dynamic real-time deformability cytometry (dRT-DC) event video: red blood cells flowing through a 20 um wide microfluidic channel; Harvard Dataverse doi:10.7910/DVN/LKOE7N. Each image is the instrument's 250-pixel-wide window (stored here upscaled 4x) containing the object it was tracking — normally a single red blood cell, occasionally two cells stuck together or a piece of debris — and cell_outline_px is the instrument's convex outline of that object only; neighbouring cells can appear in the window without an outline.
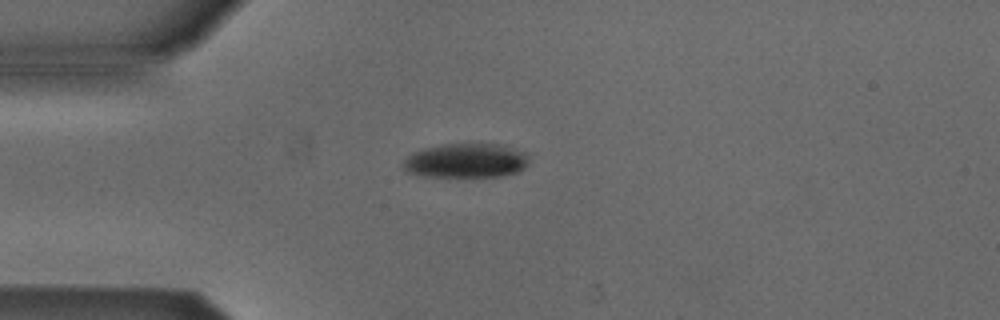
{"species": "Egyptian fruit bat (a non-hibernating species)", "species_latin": "Rousettus aegyptiacus", "temperature_condition": "cold", "stored_images_in_passage": 3, "camera_frame_rate_fps": 3000, "um_per_image_px": 0.085, "animal": {"sex": "male"}, "frame": {"image": 1, "passage_image": 1, "time_ms": 0.0, "image_size_px": [1000, 320], "cell_outline_px": [[528, 164], [524, 168], [516, 172], [500, 176], [428, 176], [408, 172], [404, 168], [404, 160], [412, 152], [444, 144], [496, 144], [524, 152], [528, 156]], "centroid_in_image_um": [39.62, 13.65], "position_along_channel_um": 45.4, "area_um2": 24.62}}
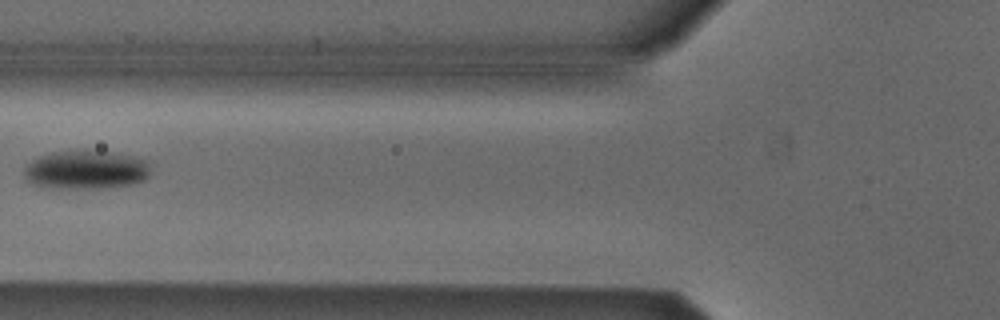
{"frame": {"image": 2, "passage_image": 3, "time_ms": 0.667, "image_size_px": [1000, 320], "cell_outline_px": [[148, 176], [144, 180], [132, 184], [104, 188], [48, 188], [36, 184], [28, 180], [24, 176], [24, 168], [32, 160], [40, 156], [52, 152], [88, 148], [112, 152], [132, 156], [144, 160], [148, 164]], "centroid_in_image_um": [7.29, 14.41], "position_along_channel_um": 118.5, "area_um2": 28.78}}